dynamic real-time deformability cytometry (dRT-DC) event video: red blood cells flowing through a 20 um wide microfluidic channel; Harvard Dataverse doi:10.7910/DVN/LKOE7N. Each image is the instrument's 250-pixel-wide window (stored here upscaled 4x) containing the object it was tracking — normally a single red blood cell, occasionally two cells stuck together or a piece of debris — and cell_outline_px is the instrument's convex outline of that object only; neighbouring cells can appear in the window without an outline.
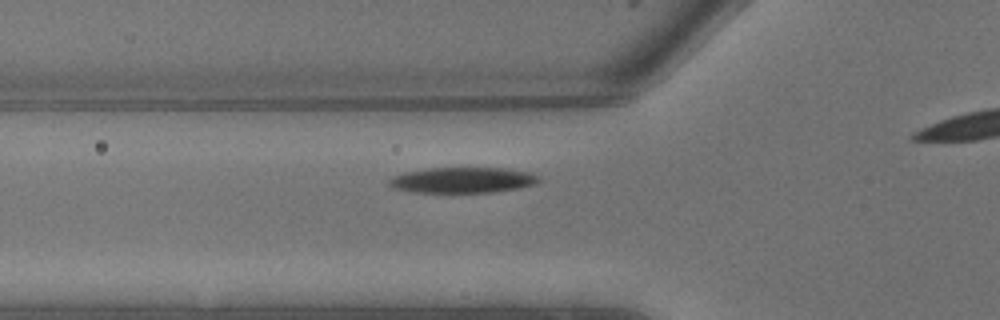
{"species": "common noctule bat (a hibernating species)", "species_latin": "Nyctalus noctula", "temperature_condition": "warm", "stored_images_in_passage": 6, "camera_frame_rate_fps": 3000, "um_per_image_px": 0.085, "animal": {"sex": "male", "body_mass_g": 13.3}, "frame": {"image": 1, "passage_image": 2, "time_ms": 0.333, "image_size_px": [1000, 320], "cell_outline_px": [[540, 180], [536, 184], [520, 188], [492, 192], [412, 192], [392, 188], [388, 184], [388, 180], [392, 176], [404, 172], [428, 168], [504, 168], [532, 172], [540, 176]], "centroid_in_image_um": [39.33, 15.3], "position_along_channel_um": 86.5, "area_um2": 22.6}}